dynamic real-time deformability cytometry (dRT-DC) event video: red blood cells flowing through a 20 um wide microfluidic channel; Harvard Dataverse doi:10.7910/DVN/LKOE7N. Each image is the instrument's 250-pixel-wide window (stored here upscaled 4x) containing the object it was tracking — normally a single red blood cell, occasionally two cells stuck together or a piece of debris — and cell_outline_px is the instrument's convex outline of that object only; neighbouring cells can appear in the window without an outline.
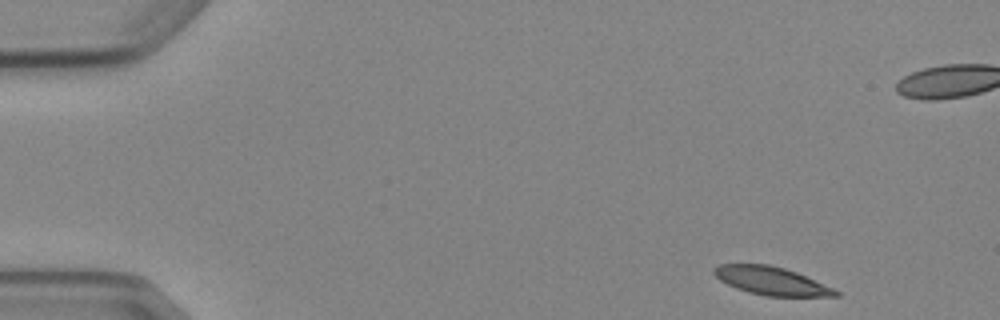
{"species": "Egyptian fruit bat (a non-hibernating species)", "species_latin": "Rousettus aegyptiacus", "temperature_condition": "cold", "stored_images_in_passage": 5, "camera_frame_rate_fps": 3000, "um_per_image_px": 0.085, "animal": {"sex": "female"}, "frame": {"image": 1, "passage_image": 1, "time_ms": 0.0, "image_size_px": [1000, 320], "cell_outline_px": [[840, 296], [764, 296], [748, 292], [736, 288], [720, 280], [712, 272], [712, 268], [720, 264], [768, 264], [784, 268], [796, 272], [832, 288], [840, 292]], "centroid_in_image_um": [65.52, 23.87], "position_along_channel_um": 19.5, "area_um2": 19.77}}